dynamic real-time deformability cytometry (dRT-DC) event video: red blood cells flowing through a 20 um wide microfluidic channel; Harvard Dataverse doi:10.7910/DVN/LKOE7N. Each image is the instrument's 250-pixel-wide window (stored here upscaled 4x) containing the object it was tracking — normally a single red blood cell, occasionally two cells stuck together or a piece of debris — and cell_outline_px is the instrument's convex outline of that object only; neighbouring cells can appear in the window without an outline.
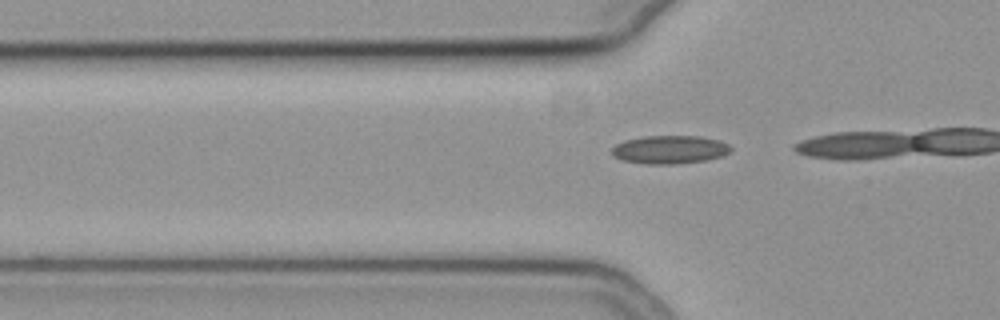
{"species": "common noctule bat (a hibernating species)", "species_latin": "Nyctalus noctula", "temperature_condition": "cold", "stored_images_in_passage": 19, "camera_frame_rate_fps": 3000, "um_per_image_px": 0.085, "animal": {"sex": "female", "body_mass_g": 19.3, "forearm_length_mm": 54.1}, "frame": {"image": 1, "passage_image": 17, "time_ms": 5.333, "image_size_px": [1000, 320], "cell_outline_px": [[732, 152], [724, 156], [708, 160], [676, 164], [648, 164], [620, 160], [612, 156], [612, 148], [616, 144], [624, 140], [644, 136], [700, 136], [720, 140], [728, 144], [732, 148]], "centroid_in_image_um": [56.96, 12.72], "position_along_channel_um": 68.8, "area_um2": 19.94}}